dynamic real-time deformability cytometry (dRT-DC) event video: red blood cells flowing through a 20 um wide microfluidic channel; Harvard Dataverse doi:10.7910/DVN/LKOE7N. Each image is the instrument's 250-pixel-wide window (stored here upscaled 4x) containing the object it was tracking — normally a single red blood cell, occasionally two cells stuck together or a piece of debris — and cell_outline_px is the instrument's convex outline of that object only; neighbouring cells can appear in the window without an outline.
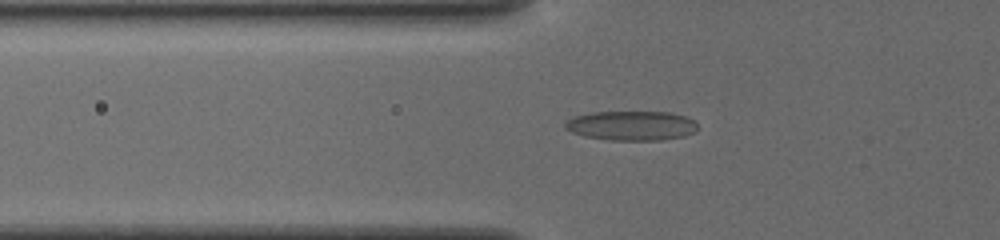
{"species": "common noctule bat (a hibernating species)", "species_latin": "Nyctalus noctula", "temperature_condition": "cold", "stored_images_in_passage": 36, "camera_frame_rate_fps": 3000, "um_per_image_px": 0.085, "animal": {"sex": "female", "body_mass_g": 19.5, "forearm_length_mm": 54.1}, "frame": {"image": 1, "passage_image": 2, "time_ms": 0.333, "image_size_px": [1000, 240], "cell_outline_px": [[696, 132], [684, 136], [660, 140], [608, 140], [584, 136], [572, 132], [564, 128], [564, 124], [568, 120], [576, 116], [592, 112], [668, 112], [684, 116], [696, 120]], "centroid_in_image_um": [53.69, 10.68], "position_along_channel_um": 72.1, "area_um2": 22.77}}
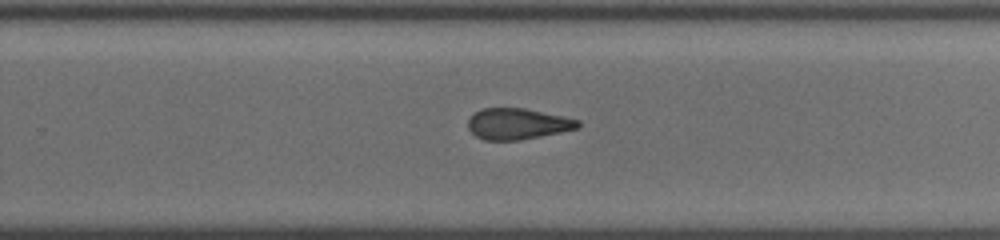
{"frame": {"image": 2, "passage_image": 19, "time_ms": 6.0, "image_size_px": [1000, 240], "cell_outline_px": [[580, 124], [576, 128], [560, 132], [520, 140], [484, 140], [476, 136], [468, 128], [468, 120], [480, 108], [524, 108], [580, 120]], "centroid_in_image_um": [43.96, 10.53], "position_along_channel_um": 285.8, "area_um2": 19.65}}
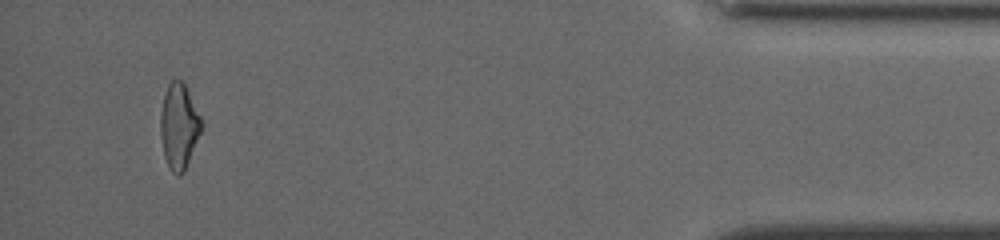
{"frame": {"image": 3, "passage_image": 34, "time_ms": 11.0, "image_size_px": [1000, 240], "cell_outline_px": [[200, 132], [184, 172], [180, 176], [176, 176], [168, 168], [164, 156], [160, 132], [160, 112], [164, 92], [168, 84], [172, 80], [180, 80], [184, 84], [200, 116]], "centroid_in_image_um": [15.16, 10.76], "position_along_channel_um": 420.0, "area_um2": 20.06}, "authors_computed_cell_mechanics": {"area_um2": 20.4612, "velocity_mm_per_s": 3.8043, "shape_relaxation_time_tau1_ms": 5.0741, "shape_relaxation_time_tau2_ms": 3.0374, "deformation_change_tau1": 0.1288, "deformation_change_tau2": 0.1181}}